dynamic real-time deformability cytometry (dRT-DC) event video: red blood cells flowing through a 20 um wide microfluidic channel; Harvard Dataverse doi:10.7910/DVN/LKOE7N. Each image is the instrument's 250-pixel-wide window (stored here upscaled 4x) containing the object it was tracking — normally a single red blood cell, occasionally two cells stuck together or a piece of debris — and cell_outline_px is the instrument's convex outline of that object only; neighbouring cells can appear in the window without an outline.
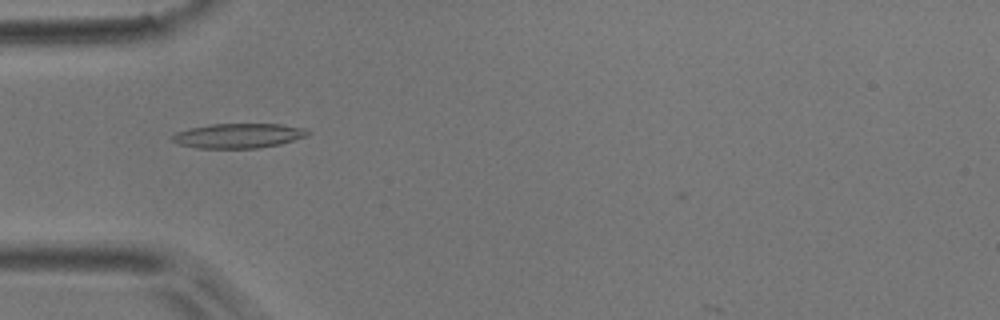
{"species": "common noctule bat (a hibernating species)", "species_latin": "Nyctalus noctula", "temperature_condition": "room temperature", "stored_images_in_passage": 51, "camera_frame_rate_fps": 3000, "um_per_image_px": 0.085, "animal": {"sex": "male", "body_mass_g": 17.9}, "frame": {"image": 1, "passage_image": 16, "time_ms": 5.0, "image_size_px": [1000, 320], "cell_outline_px": [[312, 132], [308, 136], [280, 144], [256, 148], [196, 148], [180, 144], [172, 140], [172, 136], [176, 132], [188, 128], [208, 124], [280, 124], [304, 128]], "centroid_in_image_um": [20.28, 11.53], "position_along_channel_um": 64.7, "area_um2": 19.54}}
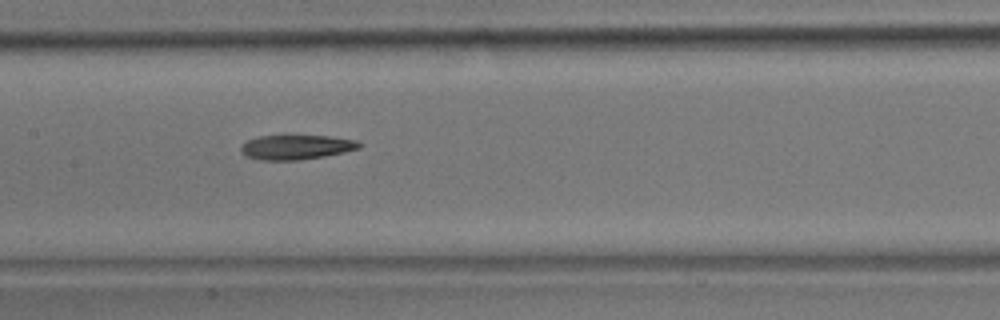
{"frame": {"image": 2, "passage_image": 25, "time_ms": 8.0, "image_size_px": [1000, 320], "cell_outline_px": [[360, 148], [344, 152], [324, 156], [296, 160], [260, 160], [244, 156], [240, 152], [240, 148], [248, 140], [260, 136], [328, 136], [356, 140], [360, 144]], "centroid_in_image_um": [25.15, 12.52], "position_along_channel_um": 182.3, "area_um2": 16.76}}
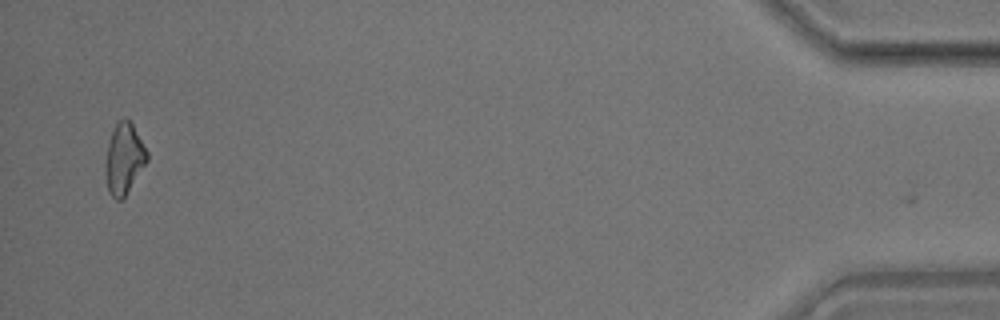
{"frame": {"image": 3, "passage_image": 50, "time_ms": 16.333, "image_size_px": [1000, 320], "cell_outline_px": [[148, 160], [124, 196], [120, 200], [116, 200], [108, 192], [104, 172], [104, 164], [108, 144], [112, 132], [116, 124], [124, 116], [128, 116], [148, 152]], "centroid_in_image_um": [10.52, 13.46], "position_along_channel_um": 424.7, "area_um2": 17.17}}